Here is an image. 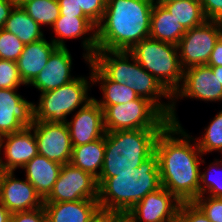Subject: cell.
<instances>
[{
  "label": "cell",
  "instance_id": "6da1fadb",
  "mask_svg": "<svg viewBox=\"0 0 222 222\" xmlns=\"http://www.w3.org/2000/svg\"><path fill=\"white\" fill-rule=\"evenodd\" d=\"M193 141V142H192ZM162 186L181 203L193 202L200 196L201 164L203 154L196 140L182 127L169 122L155 142Z\"/></svg>",
  "mask_w": 222,
  "mask_h": 222
},
{
  "label": "cell",
  "instance_id": "7a4b0ae2",
  "mask_svg": "<svg viewBox=\"0 0 222 222\" xmlns=\"http://www.w3.org/2000/svg\"><path fill=\"white\" fill-rule=\"evenodd\" d=\"M153 0H107L96 26L97 50L129 51L149 38Z\"/></svg>",
  "mask_w": 222,
  "mask_h": 222
},
{
  "label": "cell",
  "instance_id": "3957f363",
  "mask_svg": "<svg viewBox=\"0 0 222 222\" xmlns=\"http://www.w3.org/2000/svg\"><path fill=\"white\" fill-rule=\"evenodd\" d=\"M97 184L100 210L128 213L148 193L162 187L158 155L154 152L131 171L118 172L113 177H99Z\"/></svg>",
  "mask_w": 222,
  "mask_h": 222
},
{
  "label": "cell",
  "instance_id": "277c9868",
  "mask_svg": "<svg viewBox=\"0 0 222 222\" xmlns=\"http://www.w3.org/2000/svg\"><path fill=\"white\" fill-rule=\"evenodd\" d=\"M91 61L111 81L133 89L139 97L153 102L170 119L172 94L129 51L97 50ZM163 98L168 101L164 102Z\"/></svg>",
  "mask_w": 222,
  "mask_h": 222
},
{
  "label": "cell",
  "instance_id": "5b68a950",
  "mask_svg": "<svg viewBox=\"0 0 222 222\" xmlns=\"http://www.w3.org/2000/svg\"><path fill=\"white\" fill-rule=\"evenodd\" d=\"M162 129H134L106 132L105 156L99 177H113L131 171L155 152Z\"/></svg>",
  "mask_w": 222,
  "mask_h": 222
},
{
  "label": "cell",
  "instance_id": "8992f818",
  "mask_svg": "<svg viewBox=\"0 0 222 222\" xmlns=\"http://www.w3.org/2000/svg\"><path fill=\"white\" fill-rule=\"evenodd\" d=\"M89 74L88 77L77 76L61 87L40 93L39 102L34 103V121L67 123L68 115H73L79 107L94 98L88 93L94 86L91 72Z\"/></svg>",
  "mask_w": 222,
  "mask_h": 222
},
{
  "label": "cell",
  "instance_id": "52a82bcc",
  "mask_svg": "<svg viewBox=\"0 0 222 222\" xmlns=\"http://www.w3.org/2000/svg\"><path fill=\"white\" fill-rule=\"evenodd\" d=\"M129 52L172 95L182 84L184 69L177 45L149 37L134 45Z\"/></svg>",
  "mask_w": 222,
  "mask_h": 222
},
{
  "label": "cell",
  "instance_id": "ba28073f",
  "mask_svg": "<svg viewBox=\"0 0 222 222\" xmlns=\"http://www.w3.org/2000/svg\"><path fill=\"white\" fill-rule=\"evenodd\" d=\"M103 113L106 132L163 129L170 122L153 102L143 97L125 104L110 105Z\"/></svg>",
  "mask_w": 222,
  "mask_h": 222
},
{
  "label": "cell",
  "instance_id": "9c48e42d",
  "mask_svg": "<svg viewBox=\"0 0 222 222\" xmlns=\"http://www.w3.org/2000/svg\"><path fill=\"white\" fill-rule=\"evenodd\" d=\"M189 98L204 102H222V85L218 75L213 73L209 65H200L186 68L180 87L172 95V111L170 122L180 124L178 120L177 102L178 100Z\"/></svg>",
  "mask_w": 222,
  "mask_h": 222
},
{
  "label": "cell",
  "instance_id": "30bf717a",
  "mask_svg": "<svg viewBox=\"0 0 222 222\" xmlns=\"http://www.w3.org/2000/svg\"><path fill=\"white\" fill-rule=\"evenodd\" d=\"M221 35L222 21L218 20H206L188 29L177 45L182 68L207 65Z\"/></svg>",
  "mask_w": 222,
  "mask_h": 222
},
{
  "label": "cell",
  "instance_id": "8fae6325",
  "mask_svg": "<svg viewBox=\"0 0 222 222\" xmlns=\"http://www.w3.org/2000/svg\"><path fill=\"white\" fill-rule=\"evenodd\" d=\"M97 199V179L90 173L67 163L62 165L57 181L44 199V203Z\"/></svg>",
  "mask_w": 222,
  "mask_h": 222
},
{
  "label": "cell",
  "instance_id": "7c38bea8",
  "mask_svg": "<svg viewBox=\"0 0 222 222\" xmlns=\"http://www.w3.org/2000/svg\"><path fill=\"white\" fill-rule=\"evenodd\" d=\"M31 128L37 141L39 155L61 165L70 163L73 146L66 123L34 121Z\"/></svg>",
  "mask_w": 222,
  "mask_h": 222
},
{
  "label": "cell",
  "instance_id": "4fadbf2b",
  "mask_svg": "<svg viewBox=\"0 0 222 222\" xmlns=\"http://www.w3.org/2000/svg\"><path fill=\"white\" fill-rule=\"evenodd\" d=\"M53 36L50 40L57 46L65 48L66 39H82L83 59L89 63L97 51L96 26L87 17L70 15L59 16L52 26ZM88 35V36H86Z\"/></svg>",
  "mask_w": 222,
  "mask_h": 222
},
{
  "label": "cell",
  "instance_id": "5bb4252c",
  "mask_svg": "<svg viewBox=\"0 0 222 222\" xmlns=\"http://www.w3.org/2000/svg\"><path fill=\"white\" fill-rule=\"evenodd\" d=\"M18 90L0 89V137L33 125L35 102L28 101Z\"/></svg>",
  "mask_w": 222,
  "mask_h": 222
},
{
  "label": "cell",
  "instance_id": "9a60e30c",
  "mask_svg": "<svg viewBox=\"0 0 222 222\" xmlns=\"http://www.w3.org/2000/svg\"><path fill=\"white\" fill-rule=\"evenodd\" d=\"M181 202L163 186L148 193L127 213L135 222H176Z\"/></svg>",
  "mask_w": 222,
  "mask_h": 222
},
{
  "label": "cell",
  "instance_id": "2e32d148",
  "mask_svg": "<svg viewBox=\"0 0 222 222\" xmlns=\"http://www.w3.org/2000/svg\"><path fill=\"white\" fill-rule=\"evenodd\" d=\"M38 154L37 141L31 127L0 137V166L4 171L22 169Z\"/></svg>",
  "mask_w": 222,
  "mask_h": 222
},
{
  "label": "cell",
  "instance_id": "e0dca14e",
  "mask_svg": "<svg viewBox=\"0 0 222 222\" xmlns=\"http://www.w3.org/2000/svg\"><path fill=\"white\" fill-rule=\"evenodd\" d=\"M14 171H5L0 189V202L12 214L43 207L44 200L25 178L15 177Z\"/></svg>",
  "mask_w": 222,
  "mask_h": 222
},
{
  "label": "cell",
  "instance_id": "ac0fdd59",
  "mask_svg": "<svg viewBox=\"0 0 222 222\" xmlns=\"http://www.w3.org/2000/svg\"><path fill=\"white\" fill-rule=\"evenodd\" d=\"M71 119L66 124L69 128L72 146L87 144L106 134L104 113L94 98L79 108Z\"/></svg>",
  "mask_w": 222,
  "mask_h": 222
},
{
  "label": "cell",
  "instance_id": "d6986e66",
  "mask_svg": "<svg viewBox=\"0 0 222 222\" xmlns=\"http://www.w3.org/2000/svg\"><path fill=\"white\" fill-rule=\"evenodd\" d=\"M73 60L67 47H57L49 56L46 66L28 87L32 86L42 93L69 83L76 78L71 73Z\"/></svg>",
  "mask_w": 222,
  "mask_h": 222
},
{
  "label": "cell",
  "instance_id": "ffe728a7",
  "mask_svg": "<svg viewBox=\"0 0 222 222\" xmlns=\"http://www.w3.org/2000/svg\"><path fill=\"white\" fill-rule=\"evenodd\" d=\"M56 48L57 46L46 38L24 46L16 62L20 77L26 86H29L43 70L48 63L49 56Z\"/></svg>",
  "mask_w": 222,
  "mask_h": 222
},
{
  "label": "cell",
  "instance_id": "44dd1931",
  "mask_svg": "<svg viewBox=\"0 0 222 222\" xmlns=\"http://www.w3.org/2000/svg\"><path fill=\"white\" fill-rule=\"evenodd\" d=\"M47 222H89L100 210L98 200L44 203Z\"/></svg>",
  "mask_w": 222,
  "mask_h": 222
},
{
  "label": "cell",
  "instance_id": "7402d4cb",
  "mask_svg": "<svg viewBox=\"0 0 222 222\" xmlns=\"http://www.w3.org/2000/svg\"><path fill=\"white\" fill-rule=\"evenodd\" d=\"M62 165L47 159L45 156H34L22 169L25 178L35 187L44 200L52 191Z\"/></svg>",
  "mask_w": 222,
  "mask_h": 222
},
{
  "label": "cell",
  "instance_id": "603a6c76",
  "mask_svg": "<svg viewBox=\"0 0 222 222\" xmlns=\"http://www.w3.org/2000/svg\"><path fill=\"white\" fill-rule=\"evenodd\" d=\"M87 65L91 71L93 84H98L99 90L102 91V98L94 99L103 111L110 105L125 104L139 98L133 89L111 81L91 60Z\"/></svg>",
  "mask_w": 222,
  "mask_h": 222
},
{
  "label": "cell",
  "instance_id": "cb8c5ba5",
  "mask_svg": "<svg viewBox=\"0 0 222 222\" xmlns=\"http://www.w3.org/2000/svg\"><path fill=\"white\" fill-rule=\"evenodd\" d=\"M186 31L163 5L154 3L151 13L150 38L178 45Z\"/></svg>",
  "mask_w": 222,
  "mask_h": 222
},
{
  "label": "cell",
  "instance_id": "d4e9b609",
  "mask_svg": "<svg viewBox=\"0 0 222 222\" xmlns=\"http://www.w3.org/2000/svg\"><path fill=\"white\" fill-rule=\"evenodd\" d=\"M105 156V135L84 145L73 146L70 163L99 178Z\"/></svg>",
  "mask_w": 222,
  "mask_h": 222
},
{
  "label": "cell",
  "instance_id": "484cf974",
  "mask_svg": "<svg viewBox=\"0 0 222 222\" xmlns=\"http://www.w3.org/2000/svg\"><path fill=\"white\" fill-rule=\"evenodd\" d=\"M3 29L14 34L24 45L45 38L41 26L21 6H14Z\"/></svg>",
  "mask_w": 222,
  "mask_h": 222
},
{
  "label": "cell",
  "instance_id": "4316f807",
  "mask_svg": "<svg viewBox=\"0 0 222 222\" xmlns=\"http://www.w3.org/2000/svg\"><path fill=\"white\" fill-rule=\"evenodd\" d=\"M163 6L186 30L207 20L199 0H174Z\"/></svg>",
  "mask_w": 222,
  "mask_h": 222
},
{
  "label": "cell",
  "instance_id": "83f0119b",
  "mask_svg": "<svg viewBox=\"0 0 222 222\" xmlns=\"http://www.w3.org/2000/svg\"><path fill=\"white\" fill-rule=\"evenodd\" d=\"M21 7L41 27H52L60 16L58 0H30Z\"/></svg>",
  "mask_w": 222,
  "mask_h": 222
},
{
  "label": "cell",
  "instance_id": "f1b7e54d",
  "mask_svg": "<svg viewBox=\"0 0 222 222\" xmlns=\"http://www.w3.org/2000/svg\"><path fill=\"white\" fill-rule=\"evenodd\" d=\"M204 133V134H203ZM201 136L194 138L203 155L218 152L222 155V109L217 112Z\"/></svg>",
  "mask_w": 222,
  "mask_h": 222
},
{
  "label": "cell",
  "instance_id": "f546056e",
  "mask_svg": "<svg viewBox=\"0 0 222 222\" xmlns=\"http://www.w3.org/2000/svg\"><path fill=\"white\" fill-rule=\"evenodd\" d=\"M203 170L200 171V196L222 198V159L215 158Z\"/></svg>",
  "mask_w": 222,
  "mask_h": 222
},
{
  "label": "cell",
  "instance_id": "4dcf8cb0",
  "mask_svg": "<svg viewBox=\"0 0 222 222\" xmlns=\"http://www.w3.org/2000/svg\"><path fill=\"white\" fill-rule=\"evenodd\" d=\"M24 46L14 34L0 29V59L17 61Z\"/></svg>",
  "mask_w": 222,
  "mask_h": 222
},
{
  "label": "cell",
  "instance_id": "1f68e13d",
  "mask_svg": "<svg viewBox=\"0 0 222 222\" xmlns=\"http://www.w3.org/2000/svg\"><path fill=\"white\" fill-rule=\"evenodd\" d=\"M24 85L20 77L17 62L0 59V89H19Z\"/></svg>",
  "mask_w": 222,
  "mask_h": 222
},
{
  "label": "cell",
  "instance_id": "d6a6232c",
  "mask_svg": "<svg viewBox=\"0 0 222 222\" xmlns=\"http://www.w3.org/2000/svg\"><path fill=\"white\" fill-rule=\"evenodd\" d=\"M193 202L211 222H222V198L199 196Z\"/></svg>",
  "mask_w": 222,
  "mask_h": 222
},
{
  "label": "cell",
  "instance_id": "836d02e7",
  "mask_svg": "<svg viewBox=\"0 0 222 222\" xmlns=\"http://www.w3.org/2000/svg\"><path fill=\"white\" fill-rule=\"evenodd\" d=\"M107 0H76L84 15L97 26L103 18Z\"/></svg>",
  "mask_w": 222,
  "mask_h": 222
},
{
  "label": "cell",
  "instance_id": "e575fe53",
  "mask_svg": "<svg viewBox=\"0 0 222 222\" xmlns=\"http://www.w3.org/2000/svg\"><path fill=\"white\" fill-rule=\"evenodd\" d=\"M176 222H211L194 202H182Z\"/></svg>",
  "mask_w": 222,
  "mask_h": 222
},
{
  "label": "cell",
  "instance_id": "d590c367",
  "mask_svg": "<svg viewBox=\"0 0 222 222\" xmlns=\"http://www.w3.org/2000/svg\"><path fill=\"white\" fill-rule=\"evenodd\" d=\"M11 222H47L44 206L30 211L12 213Z\"/></svg>",
  "mask_w": 222,
  "mask_h": 222
},
{
  "label": "cell",
  "instance_id": "8d00e7d4",
  "mask_svg": "<svg viewBox=\"0 0 222 222\" xmlns=\"http://www.w3.org/2000/svg\"><path fill=\"white\" fill-rule=\"evenodd\" d=\"M207 20L222 21V0H199Z\"/></svg>",
  "mask_w": 222,
  "mask_h": 222
},
{
  "label": "cell",
  "instance_id": "74e56055",
  "mask_svg": "<svg viewBox=\"0 0 222 222\" xmlns=\"http://www.w3.org/2000/svg\"><path fill=\"white\" fill-rule=\"evenodd\" d=\"M60 16L86 17L76 0H58Z\"/></svg>",
  "mask_w": 222,
  "mask_h": 222
},
{
  "label": "cell",
  "instance_id": "f35d334b",
  "mask_svg": "<svg viewBox=\"0 0 222 222\" xmlns=\"http://www.w3.org/2000/svg\"><path fill=\"white\" fill-rule=\"evenodd\" d=\"M207 65L211 67L222 66V35L215 44Z\"/></svg>",
  "mask_w": 222,
  "mask_h": 222
},
{
  "label": "cell",
  "instance_id": "ab89813d",
  "mask_svg": "<svg viewBox=\"0 0 222 222\" xmlns=\"http://www.w3.org/2000/svg\"><path fill=\"white\" fill-rule=\"evenodd\" d=\"M14 6L12 0H0V29L4 27Z\"/></svg>",
  "mask_w": 222,
  "mask_h": 222
},
{
  "label": "cell",
  "instance_id": "60d3db41",
  "mask_svg": "<svg viewBox=\"0 0 222 222\" xmlns=\"http://www.w3.org/2000/svg\"><path fill=\"white\" fill-rule=\"evenodd\" d=\"M120 213L99 210L89 222H114Z\"/></svg>",
  "mask_w": 222,
  "mask_h": 222
},
{
  "label": "cell",
  "instance_id": "b9f144b4",
  "mask_svg": "<svg viewBox=\"0 0 222 222\" xmlns=\"http://www.w3.org/2000/svg\"><path fill=\"white\" fill-rule=\"evenodd\" d=\"M0 222H11V213L0 202Z\"/></svg>",
  "mask_w": 222,
  "mask_h": 222
},
{
  "label": "cell",
  "instance_id": "7bdbcfd3",
  "mask_svg": "<svg viewBox=\"0 0 222 222\" xmlns=\"http://www.w3.org/2000/svg\"><path fill=\"white\" fill-rule=\"evenodd\" d=\"M114 222H135L127 213L119 214Z\"/></svg>",
  "mask_w": 222,
  "mask_h": 222
},
{
  "label": "cell",
  "instance_id": "ee69618b",
  "mask_svg": "<svg viewBox=\"0 0 222 222\" xmlns=\"http://www.w3.org/2000/svg\"><path fill=\"white\" fill-rule=\"evenodd\" d=\"M213 73L218 75V79L222 85V66L212 67Z\"/></svg>",
  "mask_w": 222,
  "mask_h": 222
},
{
  "label": "cell",
  "instance_id": "f6af8a7d",
  "mask_svg": "<svg viewBox=\"0 0 222 222\" xmlns=\"http://www.w3.org/2000/svg\"><path fill=\"white\" fill-rule=\"evenodd\" d=\"M28 1H30V0H12V2L15 4V6H22L23 4H25Z\"/></svg>",
  "mask_w": 222,
  "mask_h": 222
},
{
  "label": "cell",
  "instance_id": "bcb514c9",
  "mask_svg": "<svg viewBox=\"0 0 222 222\" xmlns=\"http://www.w3.org/2000/svg\"><path fill=\"white\" fill-rule=\"evenodd\" d=\"M171 1H174V0H153L154 3L159 4V5H163Z\"/></svg>",
  "mask_w": 222,
  "mask_h": 222
},
{
  "label": "cell",
  "instance_id": "7dc6e473",
  "mask_svg": "<svg viewBox=\"0 0 222 222\" xmlns=\"http://www.w3.org/2000/svg\"><path fill=\"white\" fill-rule=\"evenodd\" d=\"M4 172L5 171L2 168H0V189H1V182H2V178H3Z\"/></svg>",
  "mask_w": 222,
  "mask_h": 222
}]
</instances>
